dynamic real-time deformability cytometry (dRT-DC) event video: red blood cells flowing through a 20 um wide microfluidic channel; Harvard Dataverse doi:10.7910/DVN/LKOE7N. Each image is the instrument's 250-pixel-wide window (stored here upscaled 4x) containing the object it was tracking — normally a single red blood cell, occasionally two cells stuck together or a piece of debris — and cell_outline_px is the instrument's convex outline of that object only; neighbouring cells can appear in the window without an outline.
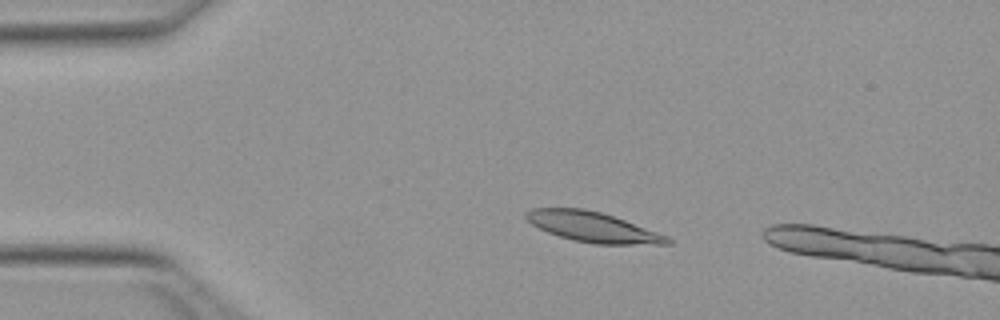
{"species": "Egyptian fruit bat (a non-hibernating species)", "species_latin": "Rousettus aegyptiacus", "temperature_condition": "warm", "stored_images_in_passage": 15, "camera_frame_rate_fps": 3000, "um_per_image_px": 0.085, "animal": {"sex": "female"}, "frame": {"image": 1, "passage_image": 11, "time_ms": 3.333, "image_size_px": [1000, 320], "cell_outline_px": [[672, 244], [592, 244], [572, 240], [548, 232], [532, 224], [524, 216], [524, 212], [532, 208], [584, 208], [600, 212], [624, 220], [668, 236], [672, 240]], "centroid_in_image_um": [50.37, 19.3], "position_along_channel_um": 34.6, "area_um2": 24.62}}